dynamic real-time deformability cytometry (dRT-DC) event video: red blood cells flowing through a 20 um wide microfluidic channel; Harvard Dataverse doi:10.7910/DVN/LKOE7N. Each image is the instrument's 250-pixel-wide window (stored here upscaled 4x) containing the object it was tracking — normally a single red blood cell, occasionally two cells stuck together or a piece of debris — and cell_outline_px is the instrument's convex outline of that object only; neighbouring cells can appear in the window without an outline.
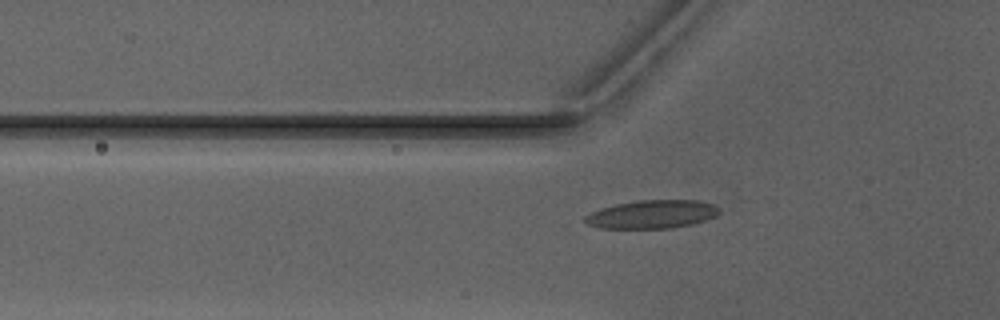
{"species": "Egyptian fruit bat (a non-hibernating species)", "species_latin": "Rousettus aegyptiacus", "temperature_condition": "warm", "stored_images_in_passage": 33, "camera_frame_rate_fps": 3000, "um_per_image_px": 0.085, "animal": {"sex": "male"}, "frame": {"image": 1, "passage_image": 15, "time_ms": 4.667, "image_size_px": [1000, 320], "cell_outline_px": [[720, 212], [716, 216], [692, 224], [672, 228], [600, 228], [588, 224], [584, 220], [584, 216], [600, 208], [616, 204], [640, 200], [700, 200], [712, 204], [720, 208]], "centroid_in_image_um": [55.43, 18.21], "position_along_channel_um": 70.4, "area_um2": 22.14}}
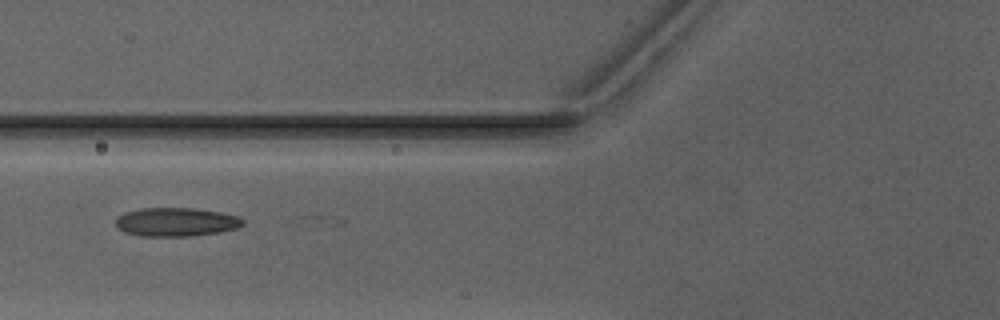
{"frame": {"image": 2, "passage_image": 18, "time_ms": 5.667, "image_size_px": [1000, 320], "cell_outline_px": [[244, 224], [236, 228], [220, 232], [192, 236], [140, 236], [124, 232], [116, 228], [116, 216], [124, 212], [140, 208], [192, 208], [220, 212], [240, 216], [244, 220]], "centroid_in_image_um": [14.94, 18.87], "position_along_channel_um": 110.9, "area_um2": 21.5}}
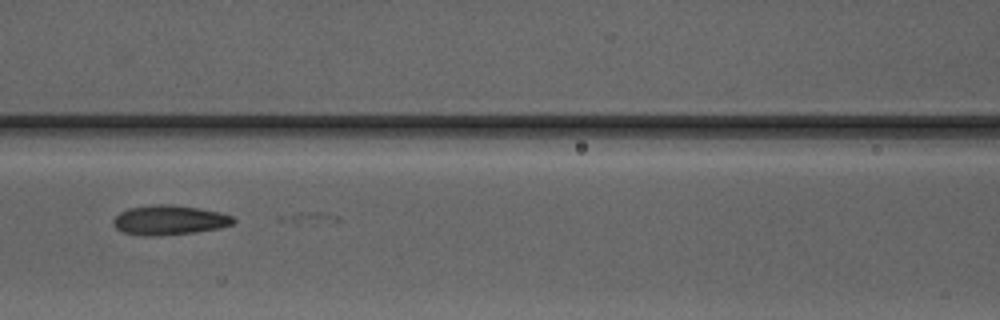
{"frame": {"image": 3, "passage_image": 21, "time_ms": 6.667, "image_size_px": [1000, 320], "cell_outline_px": [[236, 220], [232, 224], [220, 228], [192, 232], [152, 236], [124, 232], [116, 228], [112, 224], [112, 220], [120, 212], [128, 208], [152, 204], [172, 204], [220, 212], [232, 216]], "centroid_in_image_um": [14.37, 18.69], "position_along_channel_um": 152.2, "area_um2": 20.52}}